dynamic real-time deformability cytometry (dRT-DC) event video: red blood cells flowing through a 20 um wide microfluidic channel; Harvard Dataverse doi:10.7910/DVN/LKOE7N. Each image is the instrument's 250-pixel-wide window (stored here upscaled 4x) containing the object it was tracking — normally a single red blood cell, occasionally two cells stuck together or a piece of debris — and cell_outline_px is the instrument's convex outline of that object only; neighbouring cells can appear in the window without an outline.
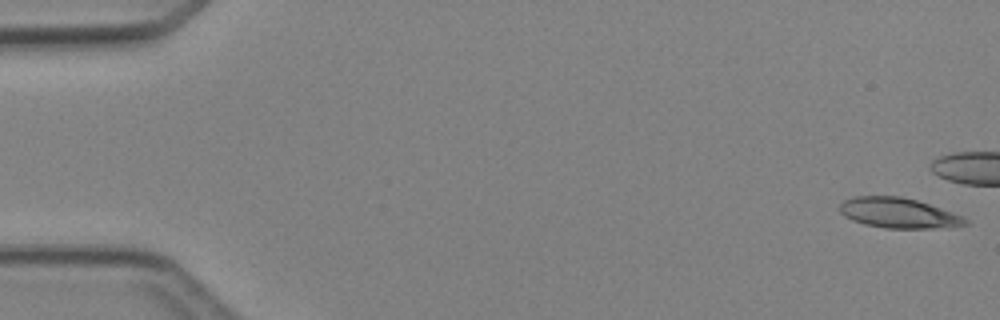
{"species": "Egyptian fruit bat (a non-hibernating species)", "species_latin": "Rousettus aegyptiacus", "temperature_condition": "cold", "stored_images_in_passage": 5, "camera_frame_rate_fps": 3000, "um_per_image_px": 0.085, "animal": {"sex": "female"}, "frame": {"image": 1, "passage_image": 1, "time_ms": 0.0, "image_size_px": [1000, 320], "cell_outline_px": [[968, 224], [948, 228], [884, 228], [864, 224], [852, 220], [844, 216], [840, 212], [840, 204], [844, 200], [852, 196], [900, 196], [916, 200], [964, 216], [968, 220]], "centroid_in_image_um": [76.38, 18.11], "position_along_channel_um": 8.6, "area_um2": 22.2}}
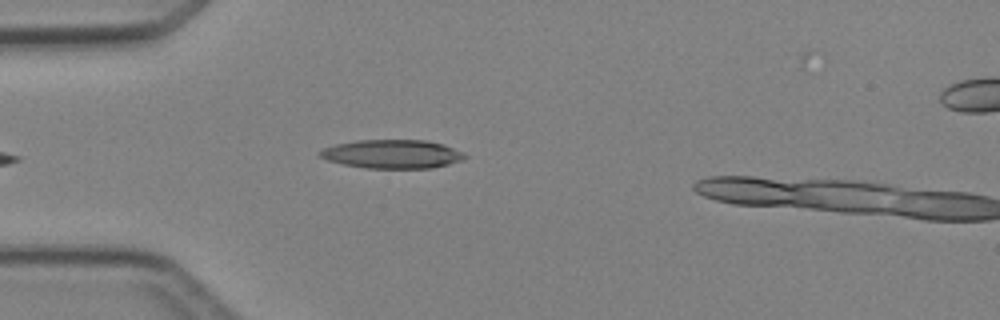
{"frame": {"image": 2, "passage_image": 5, "time_ms": 5.333, "image_size_px": [1000, 320], "cell_outline_px": [[468, 156], [460, 160], [448, 164], [432, 168], [368, 168], [344, 164], [328, 160], [320, 156], [316, 152], [320, 148], [336, 144], [360, 140], [428, 140], [444, 144], [464, 152]], "centroid_in_image_um": [33.34, 13.08], "position_along_channel_um": 51.7, "area_um2": 24.28}}